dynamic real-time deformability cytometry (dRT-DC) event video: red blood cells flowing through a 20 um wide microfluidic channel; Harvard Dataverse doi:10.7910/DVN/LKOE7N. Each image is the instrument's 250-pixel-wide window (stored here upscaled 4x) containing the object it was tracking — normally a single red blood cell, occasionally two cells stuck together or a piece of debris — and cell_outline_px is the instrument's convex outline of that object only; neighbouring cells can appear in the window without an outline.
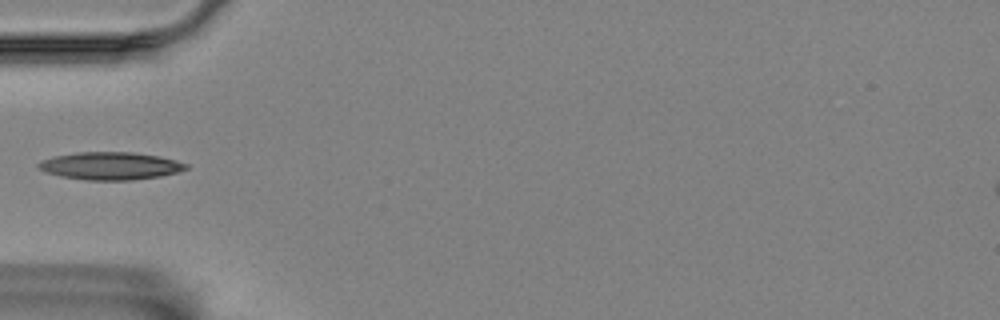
{"species": "Egyptian fruit bat (a non-hibernating species)", "species_latin": "Rousettus aegyptiacus", "temperature_condition": "room temperature", "stored_images_in_passage": 7, "camera_frame_rate_fps": 3000, "um_per_image_px": 0.085, "animal": {"sex": "female"}, "frame": {"image": 1, "passage_image": 5, "time_ms": 1.333, "image_size_px": [1000, 320], "cell_outline_px": [[188, 168], [176, 172], [160, 176], [132, 180], [88, 180], [60, 176], [44, 172], [36, 168], [36, 164], [44, 160], [56, 156], [76, 152], [132, 152], [160, 156], [176, 160], [188, 164]], "centroid_in_image_um": [9.37, 14.1], "position_along_channel_um": 75.6, "area_um2": 23.76}}
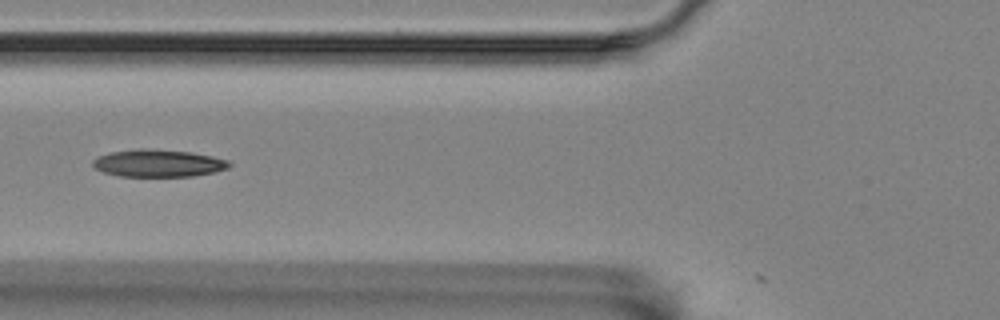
{"frame": {"image": 2, "passage_image": 6, "time_ms": 1.667, "image_size_px": [1000, 320], "cell_outline_px": [[232, 164], [228, 168], [212, 172], [192, 176], [120, 176], [104, 172], [96, 168], [92, 164], [92, 160], [108, 152], [140, 148], [144, 148], [188, 152], [212, 156], [228, 160]], "centroid_in_image_um": [13.44, 13.87], "position_along_channel_um": 112.4, "area_um2": 21.56}}
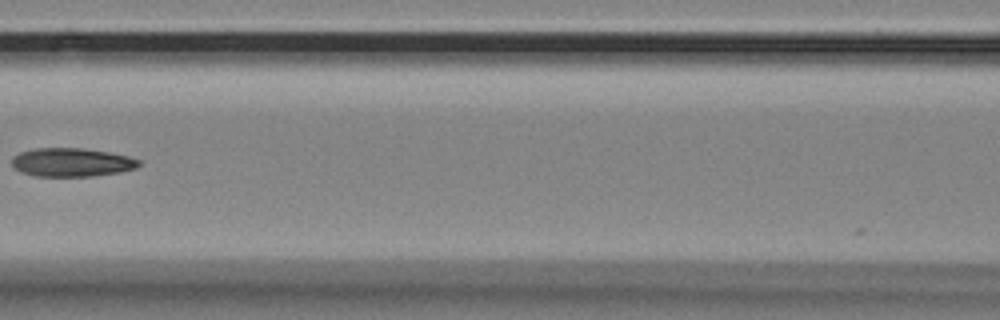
{"frame": {"image": 3, "passage_image": 7, "time_ms": 2.0, "image_size_px": [1000, 320], "cell_outline_px": [[140, 164], [136, 168], [120, 172], [92, 176], [32, 176], [20, 172], [12, 164], [12, 156], [20, 152], [36, 148], [84, 148], [108, 152], [128, 156], [140, 160]], "centroid_in_image_um": [6.08, 13.8], "position_along_channel_um": 160.5, "area_um2": 21.21}}